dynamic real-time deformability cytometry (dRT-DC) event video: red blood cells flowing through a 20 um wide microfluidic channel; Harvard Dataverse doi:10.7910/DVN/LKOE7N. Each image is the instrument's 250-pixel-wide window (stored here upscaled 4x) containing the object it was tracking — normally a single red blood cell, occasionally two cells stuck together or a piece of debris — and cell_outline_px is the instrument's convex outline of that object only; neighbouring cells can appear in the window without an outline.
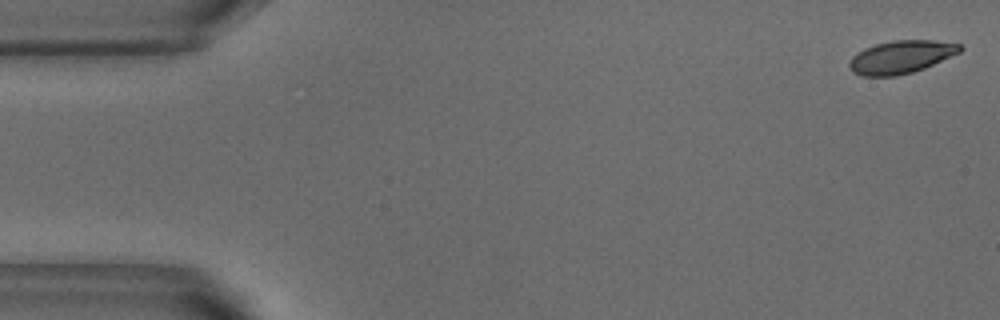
{"species": "common noctule bat (a hibernating species)", "species_latin": "Nyctalus noctula", "temperature_condition": "warm", "stored_images_in_passage": 52, "camera_frame_rate_fps": 3000, "um_per_image_px": 0.085, "animal": {"sex": "male", "body_mass_g": 18.8}, "frame": {"image": 1, "passage_image": 1, "time_ms": 0.0, "image_size_px": [1000, 320], "cell_outline_px": [[964, 48], [960, 52], [924, 68], [912, 72], [896, 76], [860, 76], [852, 72], [848, 64], [852, 56], [856, 52], [864, 48], [876, 44], [892, 40], [936, 40], [960, 44]], "centroid_in_image_um": [76.56, 4.84], "position_along_channel_um": 8.4, "area_um2": 21.33}}
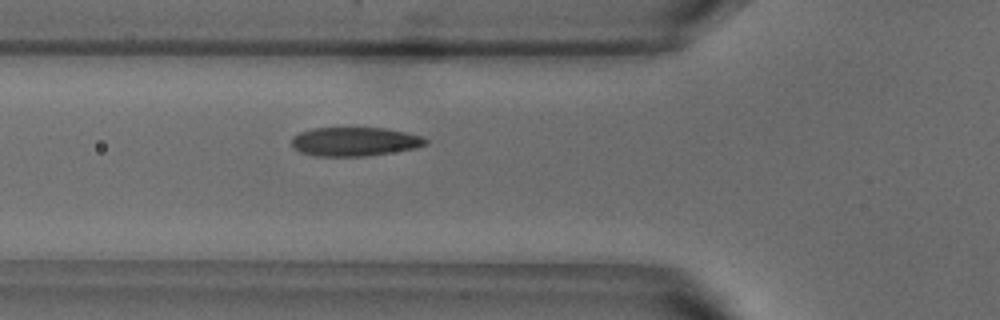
{"frame": {"image": 2, "passage_image": 18, "time_ms": 5.667, "image_size_px": [1000, 320], "cell_outline_px": [[428, 144], [416, 148], [368, 156], [316, 156], [300, 152], [292, 148], [292, 136], [300, 132], [312, 128], [384, 128], [424, 136], [428, 140]], "centroid_in_image_um": [30.15, 12.04], "position_along_channel_um": 95.6, "area_um2": 22.72}}
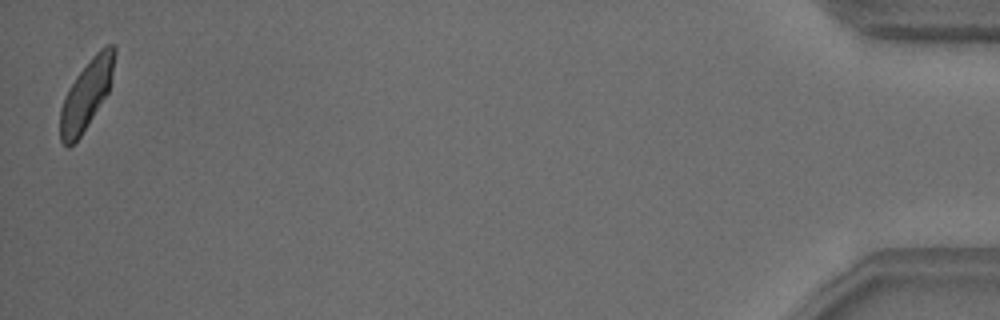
{"frame": {"image": 3, "passage_image": 52, "time_ms": 17.0, "image_size_px": [1000, 320], "cell_outline_px": [[116, 52], [112, 76], [108, 92], [88, 124], [80, 136], [68, 148], [60, 140], [60, 108], [64, 96], [68, 88], [76, 76], [92, 56], [100, 48], [108, 44], [112, 44], [116, 48]], "centroid_in_image_um": [7.33, 8.01], "position_along_channel_um": 427.9, "area_um2": 21.79}, "authors_computed_cell_mechanics": {"area_um2": 22.6865, "velocity_mm_per_s": 3.7757, "shape_relaxation_time_tau1_ms": 3.2098, "shape_relaxation_time_tau2_ms": 1.1564, "deformation_change_tau1": 0.1248, "deformation_change_tau2": 0.0663}}